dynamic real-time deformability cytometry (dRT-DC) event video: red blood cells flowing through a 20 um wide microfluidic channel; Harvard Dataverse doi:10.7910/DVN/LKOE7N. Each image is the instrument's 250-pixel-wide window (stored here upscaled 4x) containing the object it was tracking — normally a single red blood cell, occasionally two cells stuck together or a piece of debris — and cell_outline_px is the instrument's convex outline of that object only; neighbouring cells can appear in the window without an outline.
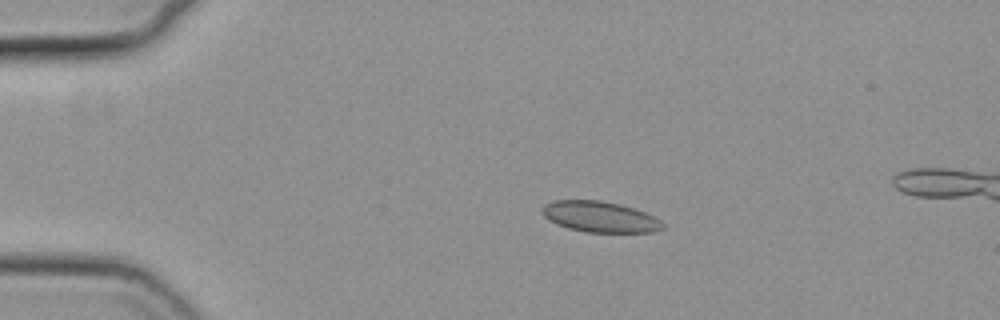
{"species": "common noctule bat (a hibernating species)", "species_latin": "Nyctalus noctula", "temperature_condition": "cold", "stored_images_in_passage": 57, "camera_frame_rate_fps": 3000, "um_per_image_px": 0.085, "animal": {"sex": "female", "body_mass_g": 19.3, "forearm_length_mm": 54.1}, "frame": {"image": 1, "passage_image": 12, "time_ms": 3.667, "image_size_px": [1000, 320], "cell_outline_px": [[664, 228], [656, 232], [584, 232], [568, 228], [556, 224], [548, 220], [540, 212], [540, 208], [544, 204], [552, 200], [600, 200], [620, 204], [644, 212], [660, 220], [664, 224]], "centroid_in_image_um": [50.94, 18.42], "position_along_channel_um": 34.1, "area_um2": 21.85}}
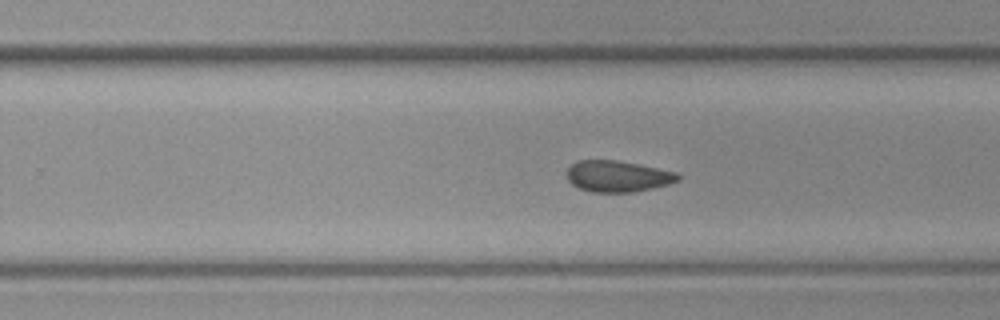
{"frame": {"image": 2, "passage_image": 36, "time_ms": 11.667, "image_size_px": [1000, 320], "cell_outline_px": [[680, 180], [668, 184], [652, 188], [632, 192], [592, 192], [580, 188], [572, 184], [568, 180], [568, 168], [572, 164], [580, 160], [616, 160], [680, 172]], "centroid_in_image_um": [52.55, 14.98], "position_along_channel_um": 277.3, "area_um2": 20.17}}
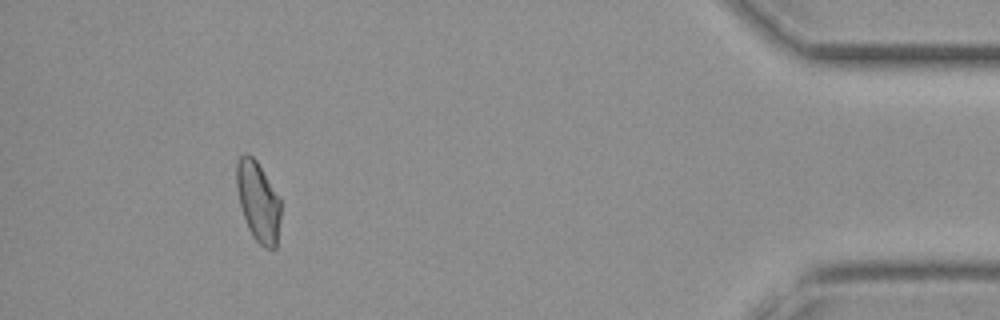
{"frame": {"image": 3, "passage_image": 52, "time_ms": 17.0, "image_size_px": [1000, 320], "cell_outline_px": [[280, 220], [276, 248], [264, 248], [252, 236], [248, 228], [240, 204], [236, 188], [236, 164], [240, 156], [248, 152], [256, 160], [280, 200]], "centroid_in_image_um": [21.92, 17.13], "position_along_channel_um": 413.3, "area_um2": 20.35}, "authors_computed_cell_mechanics": {"area_um2": 21.3282, "velocity_mm_per_s": 3.7092, "shape_relaxation_time_tau1_ms": null, "shape_relaxation_time_tau2_ms": 5.2704, "deformation_change_tau1": null, "deformation_change_tau2": 0.1012}}